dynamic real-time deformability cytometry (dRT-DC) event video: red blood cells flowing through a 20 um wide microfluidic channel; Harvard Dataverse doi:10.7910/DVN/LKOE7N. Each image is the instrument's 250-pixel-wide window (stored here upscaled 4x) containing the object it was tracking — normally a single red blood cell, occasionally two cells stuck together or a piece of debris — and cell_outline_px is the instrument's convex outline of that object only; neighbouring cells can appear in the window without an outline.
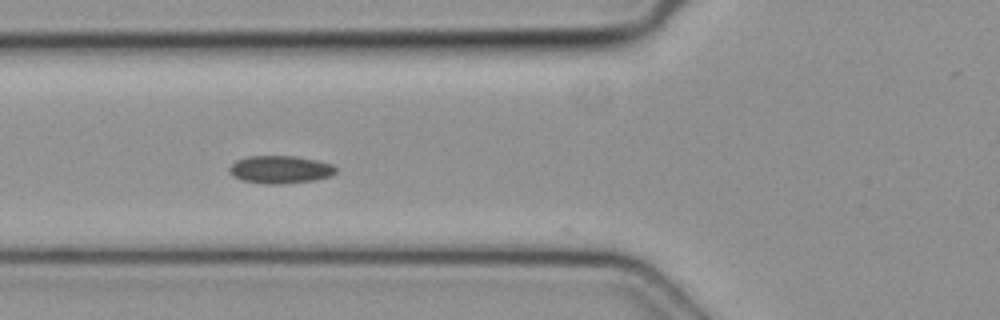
{"species": "common noctule bat (a hibernating species)", "species_latin": "Nyctalus noctula", "temperature_condition": "cold", "stored_images_in_passage": 5, "camera_frame_rate_fps": 3000, "um_per_image_px": 0.085, "animal": {"sex": "female", "body_mass_g": 19.3, "forearm_length_mm": 54.1}, "frame": {"image": 1, "passage_image": 3, "time_ms": 0.667, "image_size_px": [1000, 320], "cell_outline_px": [[336, 172], [332, 176], [316, 180], [280, 184], [268, 184], [244, 180], [232, 176], [228, 172], [228, 168], [236, 160], [248, 156], [296, 156], [316, 160], [332, 164], [336, 168]], "centroid_in_image_um": [23.82, 14.41], "position_along_channel_um": 102.0, "area_um2": 17.28}}
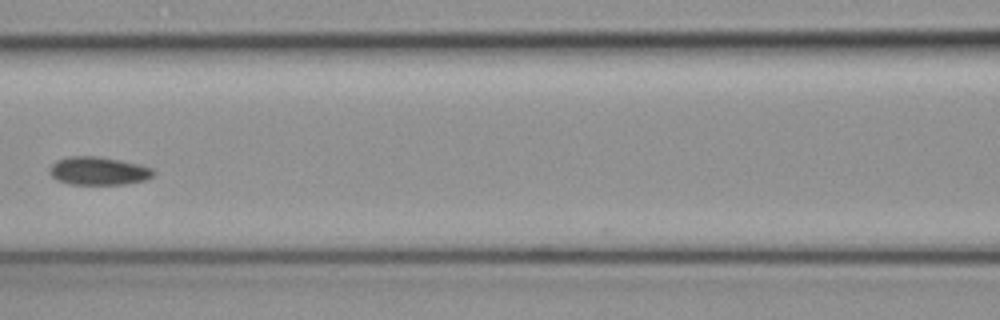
{"frame": {"image": 2, "passage_image": 4, "time_ms": 1.0, "image_size_px": [1000, 320], "cell_outline_px": [[156, 172], [152, 176], [144, 180], [124, 184], [68, 184], [56, 180], [48, 172], [48, 168], [56, 160], [68, 156], [100, 156], [140, 164], [152, 168]], "centroid_in_image_um": [8.33, 14.52], "position_along_channel_um": 158.3, "area_um2": 17.22}}